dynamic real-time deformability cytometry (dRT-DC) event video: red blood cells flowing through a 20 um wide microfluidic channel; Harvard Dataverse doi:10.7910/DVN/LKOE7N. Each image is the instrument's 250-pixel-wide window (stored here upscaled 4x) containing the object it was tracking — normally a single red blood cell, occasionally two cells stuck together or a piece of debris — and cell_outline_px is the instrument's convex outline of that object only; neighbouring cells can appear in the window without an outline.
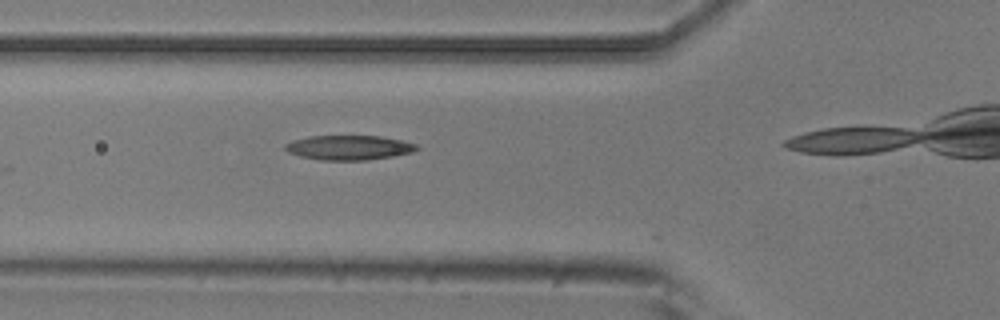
{"species": "common noctule bat (a hibernating species)", "species_latin": "Nyctalus noctula", "temperature_condition": "room temperature", "stored_images_in_passage": 4, "camera_frame_rate_fps": 3000, "um_per_image_px": 0.085, "animal": {"sex": "male", "body_mass_g": 20.5, "forearm_length_mm": 52.5}, "frame": {"image": 1, "passage_image": 3, "time_ms": 0.667, "image_size_px": [1000, 320], "cell_outline_px": [[420, 148], [412, 152], [392, 156], [368, 160], [320, 160], [300, 156], [288, 152], [284, 148], [284, 144], [292, 140], [308, 136], [380, 136], [400, 140], [416, 144]], "centroid_in_image_um": [29.63, 12.54], "position_along_channel_um": 96.2, "area_um2": 18.84}}